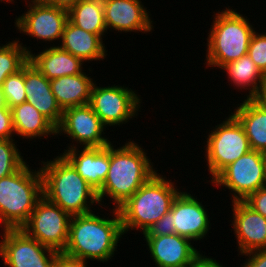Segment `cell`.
<instances>
[{
  "mask_svg": "<svg viewBox=\"0 0 266 267\" xmlns=\"http://www.w3.org/2000/svg\"><path fill=\"white\" fill-rule=\"evenodd\" d=\"M0 107H8L5 103V99L2 93V88H0Z\"/></svg>",
  "mask_w": 266,
  "mask_h": 267,
  "instance_id": "f35d334b",
  "label": "cell"
},
{
  "mask_svg": "<svg viewBox=\"0 0 266 267\" xmlns=\"http://www.w3.org/2000/svg\"><path fill=\"white\" fill-rule=\"evenodd\" d=\"M175 234L172 223V210L168 211L160 220L155 222L143 236H164Z\"/></svg>",
  "mask_w": 266,
  "mask_h": 267,
  "instance_id": "4dcf8cb0",
  "label": "cell"
},
{
  "mask_svg": "<svg viewBox=\"0 0 266 267\" xmlns=\"http://www.w3.org/2000/svg\"><path fill=\"white\" fill-rule=\"evenodd\" d=\"M212 128L206 136V146H203L211 181L225 167L252 150L242 125L232 114Z\"/></svg>",
  "mask_w": 266,
  "mask_h": 267,
  "instance_id": "52a82bcc",
  "label": "cell"
},
{
  "mask_svg": "<svg viewBox=\"0 0 266 267\" xmlns=\"http://www.w3.org/2000/svg\"><path fill=\"white\" fill-rule=\"evenodd\" d=\"M139 145L131 139L117 148L110 143L109 170L102 188L97 192L101 209L102 206L106 207L103 205L105 197L114 202L111 208L118 209L157 173L147 151Z\"/></svg>",
  "mask_w": 266,
  "mask_h": 267,
  "instance_id": "7a4b0ae2",
  "label": "cell"
},
{
  "mask_svg": "<svg viewBox=\"0 0 266 267\" xmlns=\"http://www.w3.org/2000/svg\"><path fill=\"white\" fill-rule=\"evenodd\" d=\"M106 127L95 114L92 107L87 105L70 107L63 110L61 123L56 128L58 134L71 138L72 143L79 147H106L111 141L105 137ZM64 133V134H63Z\"/></svg>",
  "mask_w": 266,
  "mask_h": 267,
  "instance_id": "4fadbf2b",
  "label": "cell"
},
{
  "mask_svg": "<svg viewBox=\"0 0 266 267\" xmlns=\"http://www.w3.org/2000/svg\"><path fill=\"white\" fill-rule=\"evenodd\" d=\"M4 1H5V2H4ZM0 2H2V3H6V2H7V3L11 4V3H10V0H0Z\"/></svg>",
  "mask_w": 266,
  "mask_h": 267,
  "instance_id": "60d3db41",
  "label": "cell"
},
{
  "mask_svg": "<svg viewBox=\"0 0 266 267\" xmlns=\"http://www.w3.org/2000/svg\"><path fill=\"white\" fill-rule=\"evenodd\" d=\"M71 218L61 207L42 196L20 229L42 245L63 252L68 241Z\"/></svg>",
  "mask_w": 266,
  "mask_h": 267,
  "instance_id": "9c48e42d",
  "label": "cell"
},
{
  "mask_svg": "<svg viewBox=\"0 0 266 267\" xmlns=\"http://www.w3.org/2000/svg\"><path fill=\"white\" fill-rule=\"evenodd\" d=\"M88 262L69 256L64 252H57L54 267H87Z\"/></svg>",
  "mask_w": 266,
  "mask_h": 267,
  "instance_id": "e575fe53",
  "label": "cell"
},
{
  "mask_svg": "<svg viewBox=\"0 0 266 267\" xmlns=\"http://www.w3.org/2000/svg\"><path fill=\"white\" fill-rule=\"evenodd\" d=\"M0 259L4 267H54L57 251L39 243L22 229H2Z\"/></svg>",
  "mask_w": 266,
  "mask_h": 267,
  "instance_id": "8fae6325",
  "label": "cell"
},
{
  "mask_svg": "<svg viewBox=\"0 0 266 267\" xmlns=\"http://www.w3.org/2000/svg\"><path fill=\"white\" fill-rule=\"evenodd\" d=\"M246 261L240 267H266V249L245 253Z\"/></svg>",
  "mask_w": 266,
  "mask_h": 267,
  "instance_id": "836d02e7",
  "label": "cell"
},
{
  "mask_svg": "<svg viewBox=\"0 0 266 267\" xmlns=\"http://www.w3.org/2000/svg\"><path fill=\"white\" fill-rule=\"evenodd\" d=\"M229 7L221 12H213V22L206 39V68L209 66L221 69L227 63L247 55L256 28L247 16Z\"/></svg>",
  "mask_w": 266,
  "mask_h": 267,
  "instance_id": "5b68a950",
  "label": "cell"
},
{
  "mask_svg": "<svg viewBox=\"0 0 266 267\" xmlns=\"http://www.w3.org/2000/svg\"><path fill=\"white\" fill-rule=\"evenodd\" d=\"M112 212L113 218L100 217L93 211L88 214L72 216L68 232V241L64 253L87 260H97L100 263L112 261L121 241V217L118 209Z\"/></svg>",
  "mask_w": 266,
  "mask_h": 267,
  "instance_id": "6da1fadb",
  "label": "cell"
},
{
  "mask_svg": "<svg viewBox=\"0 0 266 267\" xmlns=\"http://www.w3.org/2000/svg\"><path fill=\"white\" fill-rule=\"evenodd\" d=\"M231 230L234 231L238 256L266 249V218L254 211L244 201H232Z\"/></svg>",
  "mask_w": 266,
  "mask_h": 267,
  "instance_id": "2e32d148",
  "label": "cell"
},
{
  "mask_svg": "<svg viewBox=\"0 0 266 267\" xmlns=\"http://www.w3.org/2000/svg\"><path fill=\"white\" fill-rule=\"evenodd\" d=\"M136 93V90L122 85L100 87L95 81L89 105L106 127H120L137 118L135 116L140 112L142 100Z\"/></svg>",
  "mask_w": 266,
  "mask_h": 267,
  "instance_id": "30bf717a",
  "label": "cell"
},
{
  "mask_svg": "<svg viewBox=\"0 0 266 267\" xmlns=\"http://www.w3.org/2000/svg\"><path fill=\"white\" fill-rule=\"evenodd\" d=\"M106 30L152 33L151 14L141 0H103Z\"/></svg>",
  "mask_w": 266,
  "mask_h": 267,
  "instance_id": "9a60e30c",
  "label": "cell"
},
{
  "mask_svg": "<svg viewBox=\"0 0 266 267\" xmlns=\"http://www.w3.org/2000/svg\"><path fill=\"white\" fill-rule=\"evenodd\" d=\"M84 71L50 80L52 93L62 110L89 104L94 79Z\"/></svg>",
  "mask_w": 266,
  "mask_h": 267,
  "instance_id": "603a6c76",
  "label": "cell"
},
{
  "mask_svg": "<svg viewBox=\"0 0 266 267\" xmlns=\"http://www.w3.org/2000/svg\"><path fill=\"white\" fill-rule=\"evenodd\" d=\"M36 169L25 162L0 179V229H20L43 196L42 173Z\"/></svg>",
  "mask_w": 266,
  "mask_h": 267,
  "instance_id": "8992f818",
  "label": "cell"
},
{
  "mask_svg": "<svg viewBox=\"0 0 266 267\" xmlns=\"http://www.w3.org/2000/svg\"><path fill=\"white\" fill-rule=\"evenodd\" d=\"M45 4L62 7L65 9L71 8L73 5L77 4L80 0H41Z\"/></svg>",
  "mask_w": 266,
  "mask_h": 267,
  "instance_id": "8d00e7d4",
  "label": "cell"
},
{
  "mask_svg": "<svg viewBox=\"0 0 266 267\" xmlns=\"http://www.w3.org/2000/svg\"><path fill=\"white\" fill-rule=\"evenodd\" d=\"M190 267H225L212 257L201 255Z\"/></svg>",
  "mask_w": 266,
  "mask_h": 267,
  "instance_id": "d590c367",
  "label": "cell"
},
{
  "mask_svg": "<svg viewBox=\"0 0 266 267\" xmlns=\"http://www.w3.org/2000/svg\"><path fill=\"white\" fill-rule=\"evenodd\" d=\"M231 114L242 125L252 150L266 153V106L257 98L243 99Z\"/></svg>",
  "mask_w": 266,
  "mask_h": 267,
  "instance_id": "44dd1931",
  "label": "cell"
},
{
  "mask_svg": "<svg viewBox=\"0 0 266 267\" xmlns=\"http://www.w3.org/2000/svg\"><path fill=\"white\" fill-rule=\"evenodd\" d=\"M228 75L234 87L239 90H248L246 97L248 99L258 98L266 82V76L259 70L252 59L247 55L238 60L227 63L221 68Z\"/></svg>",
  "mask_w": 266,
  "mask_h": 267,
  "instance_id": "d4e9b609",
  "label": "cell"
},
{
  "mask_svg": "<svg viewBox=\"0 0 266 267\" xmlns=\"http://www.w3.org/2000/svg\"><path fill=\"white\" fill-rule=\"evenodd\" d=\"M247 54L266 76V32H254Z\"/></svg>",
  "mask_w": 266,
  "mask_h": 267,
  "instance_id": "f546056e",
  "label": "cell"
},
{
  "mask_svg": "<svg viewBox=\"0 0 266 267\" xmlns=\"http://www.w3.org/2000/svg\"><path fill=\"white\" fill-rule=\"evenodd\" d=\"M102 38L67 21L58 46L83 62L104 60L107 50Z\"/></svg>",
  "mask_w": 266,
  "mask_h": 267,
  "instance_id": "ffe728a7",
  "label": "cell"
},
{
  "mask_svg": "<svg viewBox=\"0 0 266 267\" xmlns=\"http://www.w3.org/2000/svg\"><path fill=\"white\" fill-rule=\"evenodd\" d=\"M210 183L228 189L232 201H244L251 193L266 186L265 154L255 150L245 153Z\"/></svg>",
  "mask_w": 266,
  "mask_h": 267,
  "instance_id": "ba28073f",
  "label": "cell"
},
{
  "mask_svg": "<svg viewBox=\"0 0 266 267\" xmlns=\"http://www.w3.org/2000/svg\"><path fill=\"white\" fill-rule=\"evenodd\" d=\"M19 40L16 38L5 45H0V88L4 80L20 70L29 61V55L33 53L30 47L23 45Z\"/></svg>",
  "mask_w": 266,
  "mask_h": 267,
  "instance_id": "4316f807",
  "label": "cell"
},
{
  "mask_svg": "<svg viewBox=\"0 0 266 267\" xmlns=\"http://www.w3.org/2000/svg\"><path fill=\"white\" fill-rule=\"evenodd\" d=\"M36 1H41V0H29V2H36ZM11 3H14V0H10ZM25 2V0H24ZM28 3V0L25 2V4Z\"/></svg>",
  "mask_w": 266,
  "mask_h": 267,
  "instance_id": "ab89813d",
  "label": "cell"
},
{
  "mask_svg": "<svg viewBox=\"0 0 266 267\" xmlns=\"http://www.w3.org/2000/svg\"><path fill=\"white\" fill-rule=\"evenodd\" d=\"M244 202L266 218V186L251 193Z\"/></svg>",
  "mask_w": 266,
  "mask_h": 267,
  "instance_id": "d6a6232c",
  "label": "cell"
},
{
  "mask_svg": "<svg viewBox=\"0 0 266 267\" xmlns=\"http://www.w3.org/2000/svg\"><path fill=\"white\" fill-rule=\"evenodd\" d=\"M15 139H0V179L16 172L24 163Z\"/></svg>",
  "mask_w": 266,
  "mask_h": 267,
  "instance_id": "83f0119b",
  "label": "cell"
},
{
  "mask_svg": "<svg viewBox=\"0 0 266 267\" xmlns=\"http://www.w3.org/2000/svg\"><path fill=\"white\" fill-rule=\"evenodd\" d=\"M68 20L86 32L99 35L102 39L106 36L103 0H80L68 9Z\"/></svg>",
  "mask_w": 266,
  "mask_h": 267,
  "instance_id": "484cf974",
  "label": "cell"
},
{
  "mask_svg": "<svg viewBox=\"0 0 266 267\" xmlns=\"http://www.w3.org/2000/svg\"><path fill=\"white\" fill-rule=\"evenodd\" d=\"M265 179H266V153H265Z\"/></svg>",
  "mask_w": 266,
  "mask_h": 267,
  "instance_id": "b9f144b4",
  "label": "cell"
},
{
  "mask_svg": "<svg viewBox=\"0 0 266 267\" xmlns=\"http://www.w3.org/2000/svg\"><path fill=\"white\" fill-rule=\"evenodd\" d=\"M171 210L172 223L177 235L188 238L193 243L198 240L200 242L208 236L211 218L207 213L208 209L197 199V196L181 191L174 199Z\"/></svg>",
  "mask_w": 266,
  "mask_h": 267,
  "instance_id": "5bb4252c",
  "label": "cell"
},
{
  "mask_svg": "<svg viewBox=\"0 0 266 267\" xmlns=\"http://www.w3.org/2000/svg\"><path fill=\"white\" fill-rule=\"evenodd\" d=\"M176 183L160 173H155L146 181L118 211L121 217L122 230L141 231L142 235L168 211L177 195L182 191Z\"/></svg>",
  "mask_w": 266,
  "mask_h": 267,
  "instance_id": "277c9868",
  "label": "cell"
},
{
  "mask_svg": "<svg viewBox=\"0 0 266 267\" xmlns=\"http://www.w3.org/2000/svg\"><path fill=\"white\" fill-rule=\"evenodd\" d=\"M28 3L27 12L15 18L16 29L37 41L53 43L57 40L60 42L68 21V10L45 4L42 1Z\"/></svg>",
  "mask_w": 266,
  "mask_h": 267,
  "instance_id": "7c38bea8",
  "label": "cell"
},
{
  "mask_svg": "<svg viewBox=\"0 0 266 267\" xmlns=\"http://www.w3.org/2000/svg\"><path fill=\"white\" fill-rule=\"evenodd\" d=\"M143 237L156 267H190L202 255L190 239L176 233Z\"/></svg>",
  "mask_w": 266,
  "mask_h": 267,
  "instance_id": "e0dca14e",
  "label": "cell"
},
{
  "mask_svg": "<svg viewBox=\"0 0 266 267\" xmlns=\"http://www.w3.org/2000/svg\"><path fill=\"white\" fill-rule=\"evenodd\" d=\"M14 134L23 139H43L57 135L56 127L34 106L24 102L11 108Z\"/></svg>",
  "mask_w": 266,
  "mask_h": 267,
  "instance_id": "cb8c5ba5",
  "label": "cell"
},
{
  "mask_svg": "<svg viewBox=\"0 0 266 267\" xmlns=\"http://www.w3.org/2000/svg\"><path fill=\"white\" fill-rule=\"evenodd\" d=\"M12 111L9 107H0V139H14Z\"/></svg>",
  "mask_w": 266,
  "mask_h": 267,
  "instance_id": "1f68e13d",
  "label": "cell"
},
{
  "mask_svg": "<svg viewBox=\"0 0 266 267\" xmlns=\"http://www.w3.org/2000/svg\"><path fill=\"white\" fill-rule=\"evenodd\" d=\"M2 93L6 105L12 107L26 102L24 66L16 73L10 74L3 82Z\"/></svg>",
  "mask_w": 266,
  "mask_h": 267,
  "instance_id": "f1b7e54d",
  "label": "cell"
},
{
  "mask_svg": "<svg viewBox=\"0 0 266 267\" xmlns=\"http://www.w3.org/2000/svg\"><path fill=\"white\" fill-rule=\"evenodd\" d=\"M24 81L26 102L34 106L57 128L61 123L63 110L52 93L50 80L28 61L24 65Z\"/></svg>",
  "mask_w": 266,
  "mask_h": 267,
  "instance_id": "d6986e66",
  "label": "cell"
},
{
  "mask_svg": "<svg viewBox=\"0 0 266 267\" xmlns=\"http://www.w3.org/2000/svg\"><path fill=\"white\" fill-rule=\"evenodd\" d=\"M43 196L71 216L93 212L100 206L97 192L74 167L59 154L53 160L41 161Z\"/></svg>",
  "mask_w": 266,
  "mask_h": 267,
  "instance_id": "3957f363",
  "label": "cell"
},
{
  "mask_svg": "<svg viewBox=\"0 0 266 267\" xmlns=\"http://www.w3.org/2000/svg\"><path fill=\"white\" fill-rule=\"evenodd\" d=\"M257 99L266 106V82L264 83L261 94Z\"/></svg>",
  "mask_w": 266,
  "mask_h": 267,
  "instance_id": "74e56055",
  "label": "cell"
},
{
  "mask_svg": "<svg viewBox=\"0 0 266 267\" xmlns=\"http://www.w3.org/2000/svg\"><path fill=\"white\" fill-rule=\"evenodd\" d=\"M68 149L60 153L98 192L106 179L110 166V144L106 147H79L76 144H69Z\"/></svg>",
  "mask_w": 266,
  "mask_h": 267,
  "instance_id": "ac0fdd59",
  "label": "cell"
},
{
  "mask_svg": "<svg viewBox=\"0 0 266 267\" xmlns=\"http://www.w3.org/2000/svg\"><path fill=\"white\" fill-rule=\"evenodd\" d=\"M50 44V47L29 55V61L49 80L62 77L72 76L82 73L83 64L80 58L73 56L68 51L61 49L59 46Z\"/></svg>",
  "mask_w": 266,
  "mask_h": 267,
  "instance_id": "7402d4cb",
  "label": "cell"
}]
</instances>
